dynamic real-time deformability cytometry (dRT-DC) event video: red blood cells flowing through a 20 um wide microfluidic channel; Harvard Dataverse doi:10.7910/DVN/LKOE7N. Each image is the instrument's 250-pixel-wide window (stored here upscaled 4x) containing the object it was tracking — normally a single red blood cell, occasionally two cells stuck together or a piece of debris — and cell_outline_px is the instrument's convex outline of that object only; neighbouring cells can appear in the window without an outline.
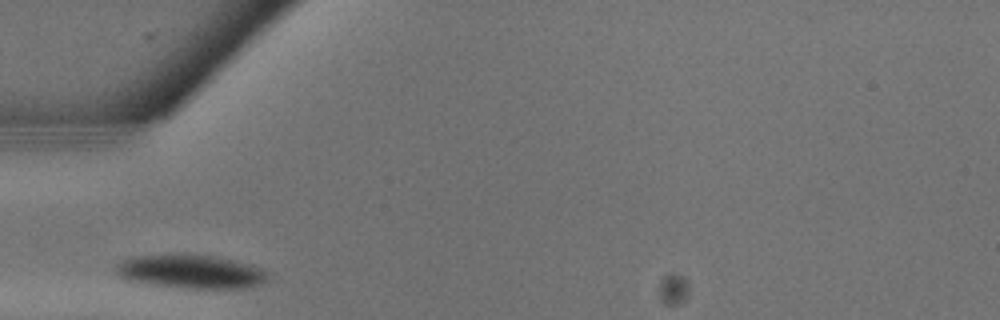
{"species": "common noctule bat (a hibernating species)", "species_latin": "Nyctalus noctula", "temperature_condition": "warm", "stored_images_in_passage": 4, "camera_frame_rate_fps": 3000, "um_per_image_px": 0.085, "animal": {"sex": "male", "body_mass_g": 13.3}, "frame": {"image": 1, "passage_image": 1, "time_ms": 0.0, "image_size_px": [1000, 320], "cell_outline_px": [[264, 280], [260, 284], [252, 288], [192, 288], [156, 284], [124, 280], [112, 272], [116, 264], [124, 260], [140, 256], [212, 256], [248, 264], [264, 268]], "centroid_in_image_um": [16.17, 23.11], "position_along_channel_um": 68.8, "area_um2": 28.78}}
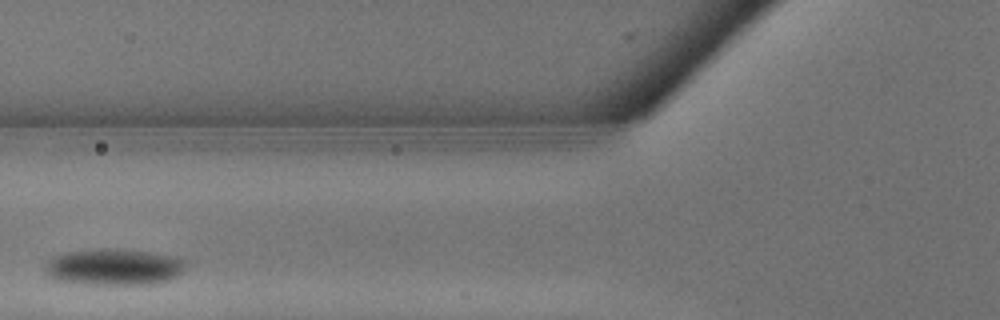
{"frame": {"image": 2, "passage_image": 3, "time_ms": 0.667, "image_size_px": [1000, 320], "cell_outline_px": [[188, 264], [176, 276], [168, 280], [148, 284], [92, 284], [56, 280], [48, 276], [44, 272], [44, 268], [48, 260], [56, 256], [68, 252], [104, 248], [120, 248], [176, 256], [188, 260]], "centroid_in_image_um": [9.71, 22.68], "position_along_channel_um": 116.1, "area_um2": 29.88}}